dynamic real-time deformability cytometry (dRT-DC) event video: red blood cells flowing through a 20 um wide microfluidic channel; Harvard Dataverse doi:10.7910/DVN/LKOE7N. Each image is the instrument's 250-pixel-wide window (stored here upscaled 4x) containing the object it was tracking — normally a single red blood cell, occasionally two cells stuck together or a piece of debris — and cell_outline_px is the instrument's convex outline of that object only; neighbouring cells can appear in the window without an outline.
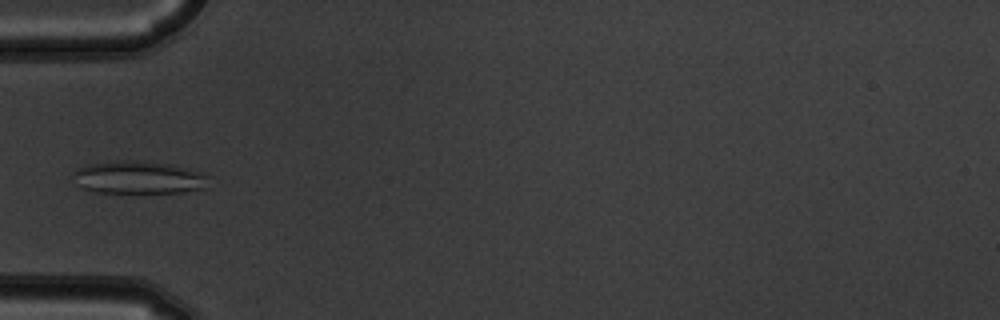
{"species": "common noctule bat (a hibernating species)", "species_latin": "Nyctalus noctula", "temperature_condition": "warm", "stored_images_in_passage": 5, "camera_frame_rate_fps": 3000, "um_per_image_px": 0.085, "animal": {"sex": "male", "body_mass_g": 19.5, "forearm_length_mm": 54.6}, "frame": {"image": 1, "passage_image": 4, "time_ms": 1.0, "image_size_px": [1000, 320], "cell_outline_px": [[208, 188], [180, 192], [136, 196], [96, 192], [80, 188], [72, 176], [72, 172], [88, 164], [108, 160], [144, 160], [172, 164], [204, 172], [208, 176]], "centroid_in_image_um": [11.79, 15.12], "position_along_channel_um": 73.2, "area_um2": 27.57}}